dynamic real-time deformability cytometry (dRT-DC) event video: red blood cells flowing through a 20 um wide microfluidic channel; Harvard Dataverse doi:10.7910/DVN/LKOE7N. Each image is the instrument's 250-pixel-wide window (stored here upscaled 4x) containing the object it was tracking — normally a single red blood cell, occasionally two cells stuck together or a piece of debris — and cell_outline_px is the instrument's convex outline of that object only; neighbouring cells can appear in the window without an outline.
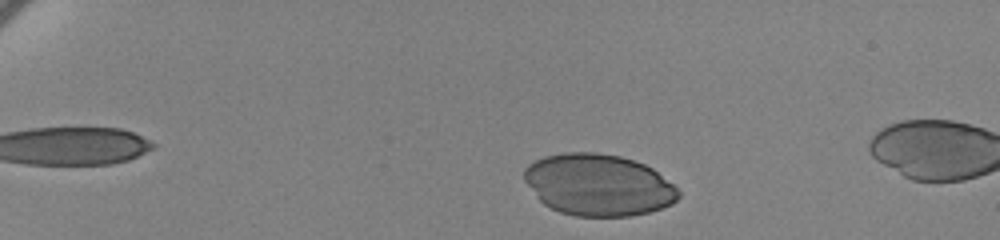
{"species": "human", "species_latin": "Homo sapiens", "temperature_condition": "cold", "stored_images_in_passage": 43, "camera_frame_rate_fps": 3000, "um_per_image_px": 0.085, "donor": {"sex": "female"}, "frame": {"image": 1, "passage_image": 1, "time_ms": 0.0, "image_size_px": [1000, 240], "cell_outline_px": [[680, 196], [672, 204], [648, 212], [632, 216], [576, 216], [560, 212], [544, 204], [536, 196], [524, 180], [524, 168], [528, 164], [544, 156], [564, 152], [596, 152], [620, 156], [644, 164], [652, 168], [672, 184], [680, 192]], "centroid_in_image_um": [50.84, 15.71], "position_along_channel_um": 34.2, "area_um2": 55.37}}